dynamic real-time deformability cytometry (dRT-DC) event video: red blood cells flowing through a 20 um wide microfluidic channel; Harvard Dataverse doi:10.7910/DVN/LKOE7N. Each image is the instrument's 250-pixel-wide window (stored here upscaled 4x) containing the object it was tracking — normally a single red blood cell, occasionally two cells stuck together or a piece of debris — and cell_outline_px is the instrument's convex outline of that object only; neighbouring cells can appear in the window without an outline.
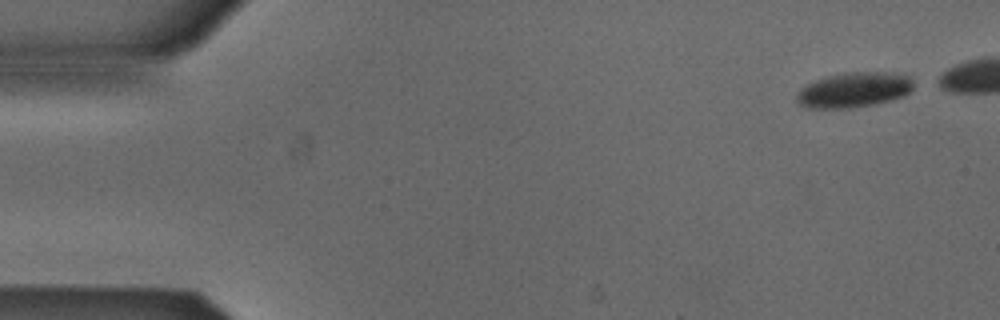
{"species": "Egyptian fruit bat (a non-hibernating species)", "species_latin": "Rousettus aegyptiacus", "temperature_condition": "cold", "stored_images_in_passage": 6, "camera_frame_rate_fps": 3000, "um_per_image_px": 0.085, "animal": {"sex": "male"}, "frame": {"image": 1, "passage_image": 1, "time_ms": 0.0, "image_size_px": [1000, 320], "cell_outline_px": [[912, 88], [904, 96], [872, 104], [848, 108], [804, 108], [796, 100], [796, 96], [800, 88], [816, 80], [828, 76], [848, 72], [888, 72], [908, 76], [912, 80]], "centroid_in_image_um": [72.55, 7.64], "position_along_channel_um": 12.5, "area_um2": 23.58}}